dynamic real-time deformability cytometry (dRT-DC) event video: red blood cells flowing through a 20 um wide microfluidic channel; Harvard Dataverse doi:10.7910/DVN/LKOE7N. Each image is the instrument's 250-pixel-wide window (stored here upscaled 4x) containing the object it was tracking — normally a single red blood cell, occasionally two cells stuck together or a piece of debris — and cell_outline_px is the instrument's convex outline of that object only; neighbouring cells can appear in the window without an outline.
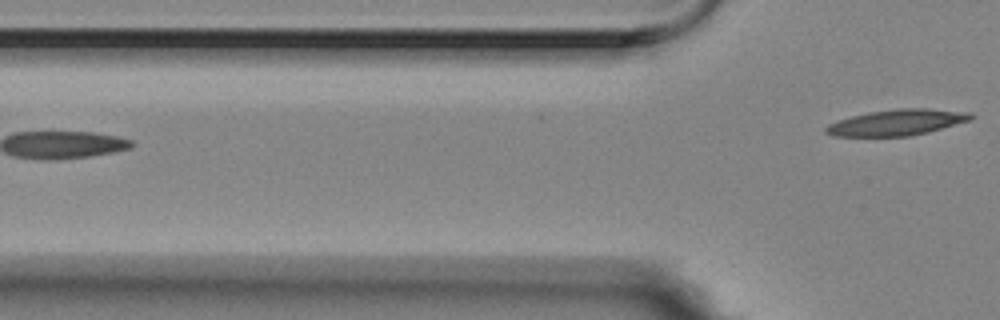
{"species": "Egyptian fruit bat (a non-hibernating species)", "species_latin": "Rousettus aegyptiacus", "temperature_condition": "room temperature", "stored_images_in_passage": 4, "camera_frame_rate_fps": 3000, "um_per_image_px": 0.085, "animal": {"sex": "female"}, "frame": {"image": 1, "passage_image": 4, "time_ms": 1.0, "image_size_px": [1000, 320], "cell_outline_px": [[976, 116], [972, 120], [928, 132], [908, 136], [832, 136], [824, 132], [824, 128], [828, 124], [836, 120], [868, 112], [896, 108], [928, 108], [972, 112]], "centroid_in_image_um": [76.26, 10.4], "position_along_channel_um": 49.5, "area_um2": 22.25}}